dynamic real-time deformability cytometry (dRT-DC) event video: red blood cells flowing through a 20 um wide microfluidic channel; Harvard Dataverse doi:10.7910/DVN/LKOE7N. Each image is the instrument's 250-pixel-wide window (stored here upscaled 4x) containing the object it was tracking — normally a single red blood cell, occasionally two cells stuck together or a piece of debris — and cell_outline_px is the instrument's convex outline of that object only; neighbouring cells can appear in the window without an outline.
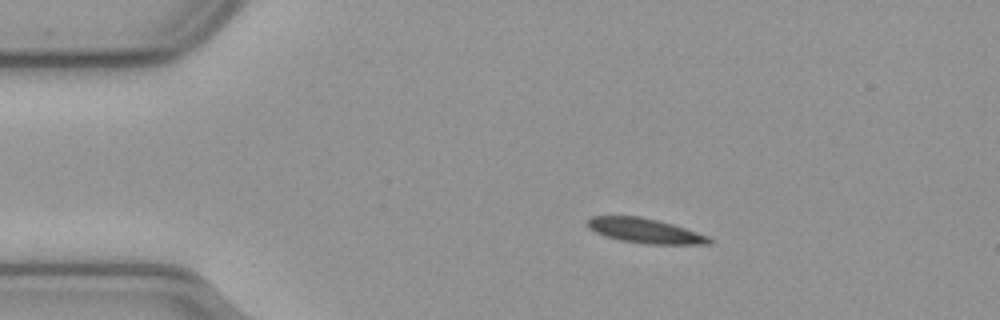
{"species": "common noctule bat (a hibernating species)", "species_latin": "Nyctalus noctula", "temperature_condition": "cold", "stored_images_in_passage": 47, "camera_frame_rate_fps": 3000, "um_per_image_px": 0.085, "animal": {"sex": "male", "body_mass_g": 23.1, "forearm_length_mm": 52.7}, "frame": {"image": 1, "passage_image": 1, "time_ms": 0.0, "image_size_px": [1000, 320], "cell_outline_px": [[716, 240], [712, 244], [644, 244], [620, 240], [604, 236], [588, 228], [584, 224], [592, 216], [640, 216], [672, 224], [708, 236]], "centroid_in_image_um": [54.82, 19.62], "position_along_channel_um": 30.2, "area_um2": 17.63}}
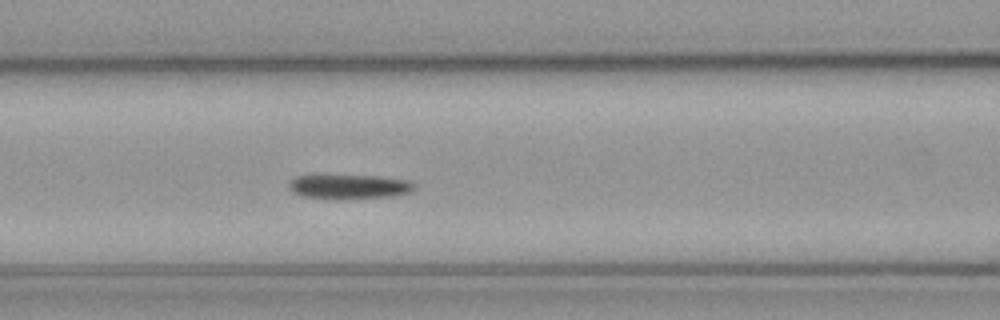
{"frame": {"image": 2, "passage_image": 14, "time_ms": 4.333, "image_size_px": [1000, 320], "cell_outline_px": [[416, 188], [412, 192], [392, 196], [336, 200], [300, 196], [292, 192], [288, 188], [288, 184], [296, 176], [376, 176], [408, 180]], "centroid_in_image_um": [29.65, 15.89], "position_along_channel_um": 136.9, "area_um2": 17.92}}
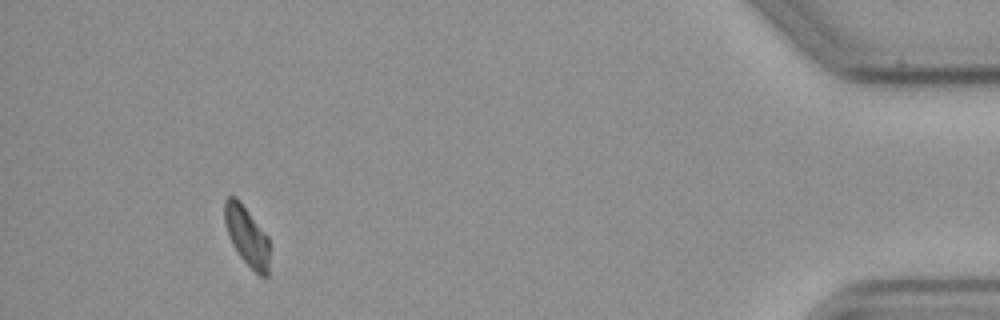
{"frame": {"image": 3, "passage_image": 43, "time_ms": 14.0, "image_size_px": [1000, 320], "cell_outline_px": [[268, 276], [260, 276], [240, 256], [232, 244], [228, 236], [224, 224], [224, 200], [228, 196], [236, 196], [240, 200], [268, 236]], "centroid_in_image_um": [20.95, 20.0], "position_along_channel_um": 414.3, "area_um2": 15.55}}